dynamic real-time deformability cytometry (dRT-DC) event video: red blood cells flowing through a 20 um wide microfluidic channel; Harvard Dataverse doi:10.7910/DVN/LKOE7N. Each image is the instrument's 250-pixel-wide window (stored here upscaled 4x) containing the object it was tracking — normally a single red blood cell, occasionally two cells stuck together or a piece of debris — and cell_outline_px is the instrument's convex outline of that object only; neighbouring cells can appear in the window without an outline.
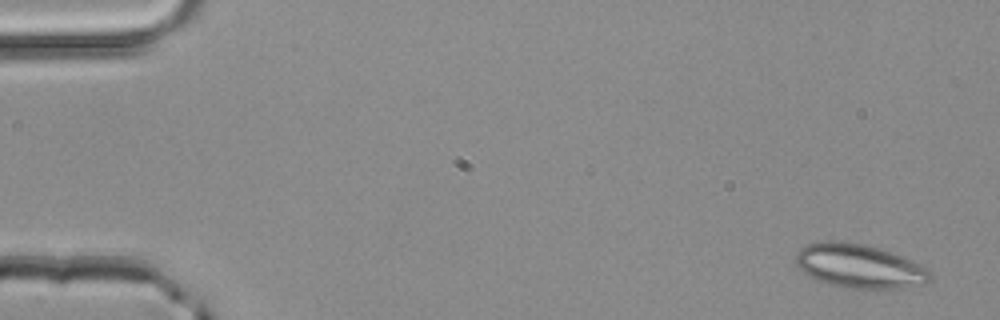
{"species": "common noctule bat (a hibernating species)", "species_latin": "Nyctalus noctula", "temperature_condition": "room temperature", "stored_images_in_passage": 4, "camera_frame_rate_fps": 3000, "um_per_image_px": 0.085, "animal": {"sex": "male", "body_mass_g": 20.4}, "frame": {"image": 1, "passage_image": 1, "time_ms": 0.0, "image_size_px": [1000, 320], "cell_outline_px": [[932, 280], [924, 284], [904, 288], [840, 288], [820, 280], [804, 272], [796, 264], [796, 252], [800, 248], [808, 244], [828, 240], [840, 240], [864, 244], [924, 264], [932, 272]], "centroid_in_image_um": [73.09, 22.62], "position_along_channel_um": 11.9, "area_um2": 34.45}}